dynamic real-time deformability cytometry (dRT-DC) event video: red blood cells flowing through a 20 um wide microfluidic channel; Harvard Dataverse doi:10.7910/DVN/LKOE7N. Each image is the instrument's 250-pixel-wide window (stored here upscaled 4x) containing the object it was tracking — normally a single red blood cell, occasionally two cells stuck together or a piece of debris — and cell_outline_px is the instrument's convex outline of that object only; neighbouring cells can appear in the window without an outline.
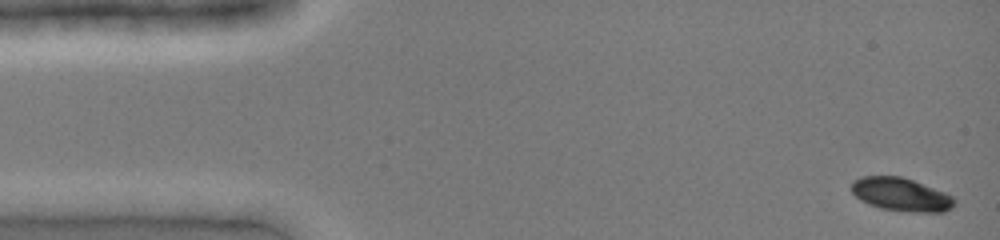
{"species": "common noctule bat (a hibernating species)", "species_latin": "Nyctalus noctula", "temperature_condition": "cold", "stored_images_in_passage": 14, "camera_frame_rate_fps": 3000, "um_per_image_px": 0.085, "animal": {"sex": "female", "body_mass_g": 19.0, "forearm_length_mm": 51.5}, "frame": {"image": 1, "passage_image": 1, "time_ms": 0.0, "image_size_px": [1000, 240], "cell_outline_px": [[956, 204], [952, 208], [944, 212], [908, 212], [880, 208], [868, 204], [860, 200], [852, 192], [852, 180], [860, 176], [900, 176], [912, 180], [944, 192], [952, 196], [956, 200]], "centroid_in_image_um": [76.59, 16.54], "position_along_channel_um": 8.4, "area_um2": 20.06}}
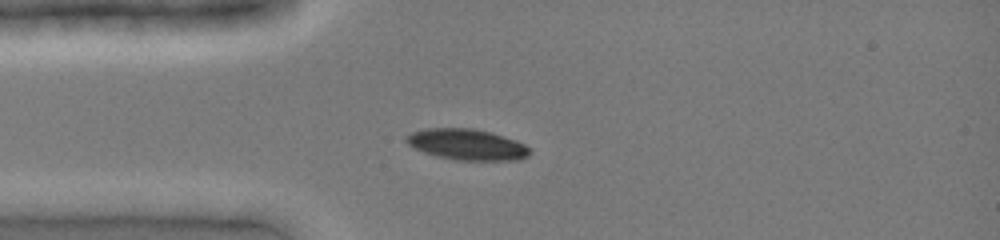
{"frame": {"image": 2, "passage_image": 10, "time_ms": 3.0, "image_size_px": [1000, 240], "cell_outline_px": [[532, 152], [528, 156], [520, 160], [456, 160], [436, 156], [424, 152], [408, 144], [404, 140], [404, 136], [412, 132], [424, 128], [472, 128], [492, 132], [516, 140], [524, 144]], "centroid_in_image_um": [39.69, 12.28], "position_along_channel_um": 45.3, "area_um2": 22.43}}
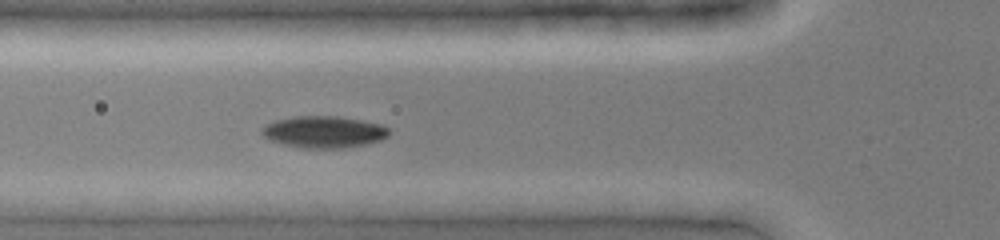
{"frame": {"image": 3, "passage_image": 14, "time_ms": 4.333, "image_size_px": [1000, 240], "cell_outline_px": [[392, 132], [384, 140], [360, 148], [332, 152], [308, 152], [260, 140], [260, 128], [264, 124], [272, 120], [292, 116], [340, 116], [364, 120], [384, 124], [392, 128]], "centroid_in_image_um": [27.5, 11.31], "position_along_channel_um": 98.3, "area_um2": 26.82}}